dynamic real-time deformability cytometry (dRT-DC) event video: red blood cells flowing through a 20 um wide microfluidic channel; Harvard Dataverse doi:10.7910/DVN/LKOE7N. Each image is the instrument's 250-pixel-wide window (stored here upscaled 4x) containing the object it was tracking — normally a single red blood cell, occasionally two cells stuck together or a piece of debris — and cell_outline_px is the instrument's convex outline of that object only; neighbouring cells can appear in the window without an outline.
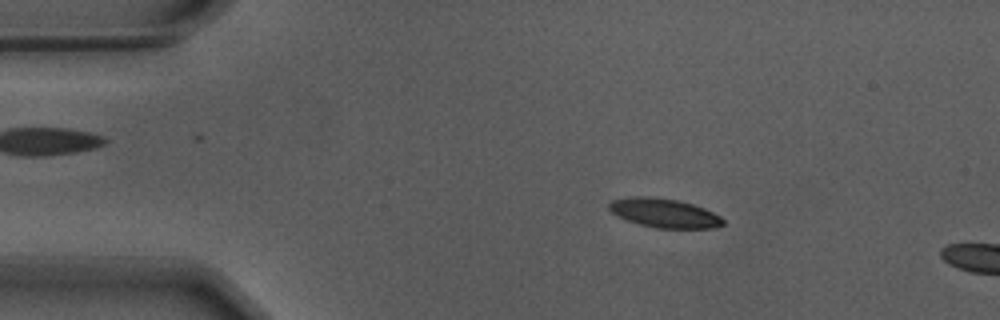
{"species": "Egyptian fruit bat (a non-hibernating species)", "species_latin": "Rousettus aegyptiacus", "temperature_condition": "warm", "stored_images_in_passage": 6, "camera_frame_rate_fps": 3000, "um_per_image_px": 0.085, "animal": {"sex": "male"}, "frame": {"image": 1, "passage_image": 2, "time_ms": 0.333, "image_size_px": [1000, 320], "cell_outline_px": [[724, 224], [712, 228], [656, 228], [640, 224], [616, 216], [608, 208], [608, 204], [612, 200], [632, 196], [648, 196], [676, 200], [692, 204], [704, 208], [720, 216], [724, 220]], "centroid_in_image_um": [56.44, 18.1], "position_along_channel_um": 28.6, "area_um2": 19.19}}